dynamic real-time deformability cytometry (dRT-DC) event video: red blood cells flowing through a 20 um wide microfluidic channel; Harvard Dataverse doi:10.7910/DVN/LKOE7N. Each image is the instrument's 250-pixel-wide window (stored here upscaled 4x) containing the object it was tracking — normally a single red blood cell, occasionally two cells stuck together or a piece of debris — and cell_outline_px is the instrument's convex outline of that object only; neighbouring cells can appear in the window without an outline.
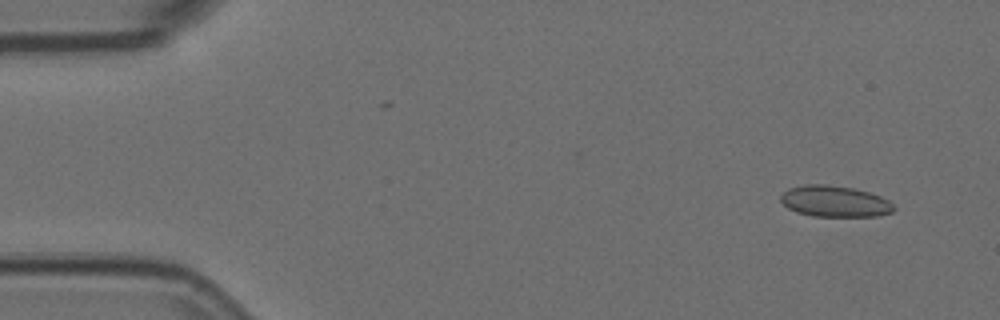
{"species": "Egyptian fruit bat (a non-hibernating species)", "species_latin": "Rousettus aegyptiacus", "temperature_condition": "room temperature", "stored_images_in_passage": 4, "camera_frame_rate_fps": 3000, "um_per_image_px": 0.085, "animal": {"sex": "female"}, "frame": {"image": 1, "passage_image": 2, "time_ms": 0.333, "image_size_px": [1000, 320], "cell_outline_px": [[896, 208], [892, 212], [876, 216], [812, 216], [796, 212], [788, 208], [780, 200], [780, 196], [788, 188], [804, 184], [828, 184], [852, 188], [868, 192], [880, 196], [888, 200]], "centroid_in_image_um": [70.93, 17.11], "position_along_channel_um": 14.1, "area_um2": 20.58}}